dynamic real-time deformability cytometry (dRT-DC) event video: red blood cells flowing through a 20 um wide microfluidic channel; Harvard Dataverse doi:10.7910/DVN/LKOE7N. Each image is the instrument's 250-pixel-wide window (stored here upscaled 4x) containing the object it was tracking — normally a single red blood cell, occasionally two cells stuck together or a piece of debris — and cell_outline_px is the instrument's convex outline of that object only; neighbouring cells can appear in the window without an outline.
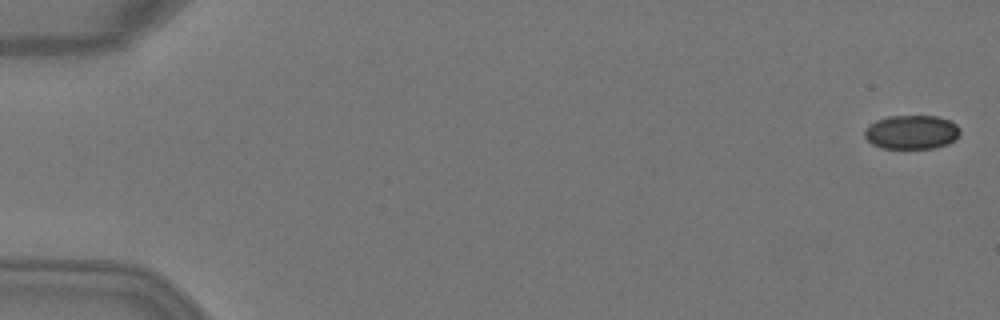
{"species": "Egyptian fruit bat (a non-hibernating species)", "species_latin": "Rousettus aegyptiacus", "temperature_condition": "warm", "stored_images_in_passage": 2, "camera_frame_rate_fps": 3000, "um_per_image_px": 0.085, "animal": {"sex": "female"}, "frame": {"image": 1, "passage_image": 1, "time_ms": 0.0, "image_size_px": [1000, 320], "cell_outline_px": [[960, 132], [956, 140], [948, 144], [936, 148], [880, 148], [872, 144], [864, 136], [864, 132], [876, 120], [888, 116], [936, 116], [952, 120], [960, 128]], "centroid_in_image_um": [77.54, 11.23], "position_along_channel_um": 7.5, "area_um2": 19.02}}